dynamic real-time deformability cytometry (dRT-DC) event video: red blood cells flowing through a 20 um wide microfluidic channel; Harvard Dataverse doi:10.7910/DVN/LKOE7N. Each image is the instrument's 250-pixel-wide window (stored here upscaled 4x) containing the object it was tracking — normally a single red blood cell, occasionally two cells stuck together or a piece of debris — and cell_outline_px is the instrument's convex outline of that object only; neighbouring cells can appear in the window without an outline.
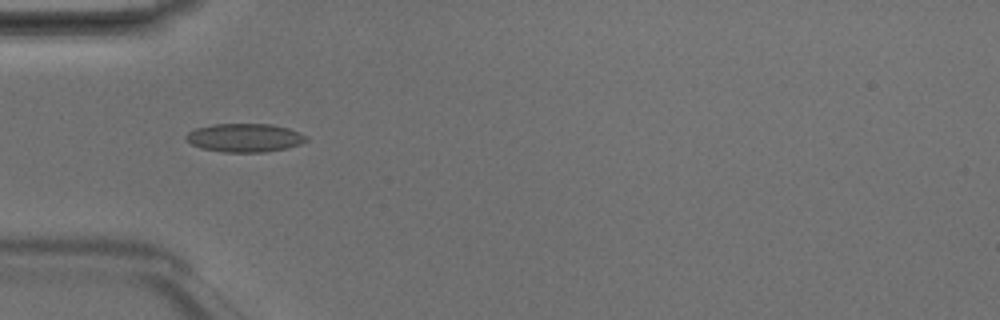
{"species": "Egyptian fruit bat (a non-hibernating species)", "species_latin": "Rousettus aegyptiacus", "temperature_condition": "room temperature", "stored_images_in_passage": 5, "camera_frame_rate_fps": 3000, "um_per_image_px": 0.085, "animal": {"sex": "male"}, "frame": {"image": 1, "passage_image": 4, "time_ms": 1.0, "image_size_px": [1000, 320], "cell_outline_px": [[308, 140], [300, 144], [288, 148], [264, 152], [224, 152], [200, 148], [192, 144], [184, 136], [188, 132], [196, 128], [212, 124], [272, 124], [288, 128], [300, 132], [308, 136]], "centroid_in_image_um": [20.82, 11.71], "position_along_channel_um": 64.2, "area_um2": 20.06}}